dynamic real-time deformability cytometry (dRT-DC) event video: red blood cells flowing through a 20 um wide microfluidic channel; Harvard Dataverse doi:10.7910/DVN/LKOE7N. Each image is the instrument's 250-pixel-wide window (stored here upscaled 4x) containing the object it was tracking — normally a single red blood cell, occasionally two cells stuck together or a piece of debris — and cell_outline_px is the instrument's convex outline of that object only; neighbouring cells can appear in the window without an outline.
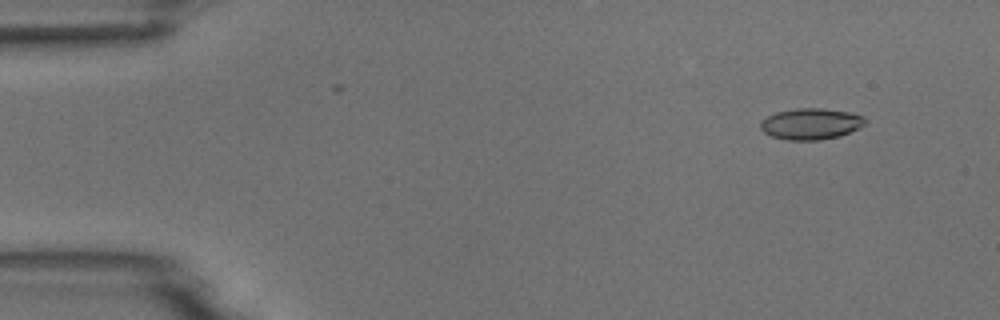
{"species": "common noctule bat (a hibernating species)", "species_latin": "Nyctalus noctula", "temperature_condition": "room temperature", "stored_images_in_passage": 5, "camera_frame_rate_fps": 3000, "um_per_image_px": 0.085, "animal": {"sex": "male", "body_mass_g": 18.8}, "frame": {"image": 1, "passage_image": 2, "time_ms": 1.333, "image_size_px": [1000, 320], "cell_outline_px": [[864, 124], [840, 136], [820, 140], [788, 140], [772, 136], [764, 132], [760, 128], [760, 120], [776, 112], [796, 108], [820, 108], [848, 112], [864, 116]], "centroid_in_image_um": [68.87, 10.52], "position_along_channel_um": 16.1, "area_um2": 18.84}}